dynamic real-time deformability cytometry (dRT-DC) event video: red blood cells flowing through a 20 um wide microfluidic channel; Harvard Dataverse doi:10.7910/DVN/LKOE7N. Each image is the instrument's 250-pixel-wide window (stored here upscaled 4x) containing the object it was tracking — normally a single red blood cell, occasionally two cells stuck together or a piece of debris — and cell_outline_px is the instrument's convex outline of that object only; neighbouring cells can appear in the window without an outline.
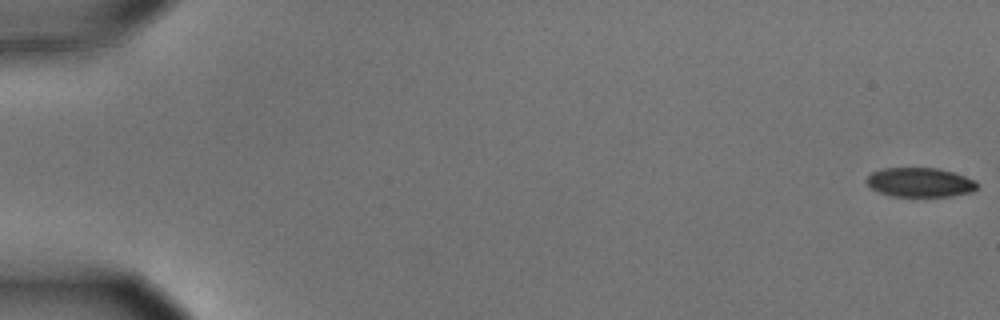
{"species": "common noctule bat (a hibernating species)", "species_latin": "Nyctalus noctula", "temperature_condition": "cold", "stored_images_in_passage": 56, "camera_frame_rate_fps": 3000, "um_per_image_px": 0.085, "animal": {"sex": "male", "body_mass_g": 15.6}, "frame": {"image": 1, "passage_image": 1, "time_ms": 0.0, "image_size_px": [1000, 320], "cell_outline_px": [[976, 188], [972, 192], [952, 196], [892, 196], [880, 192], [872, 188], [864, 180], [872, 172], [884, 168], [936, 168], [952, 172], [976, 180]], "centroid_in_image_um": [78.19, 15.5], "position_along_channel_um": 6.8, "area_um2": 18.73}}
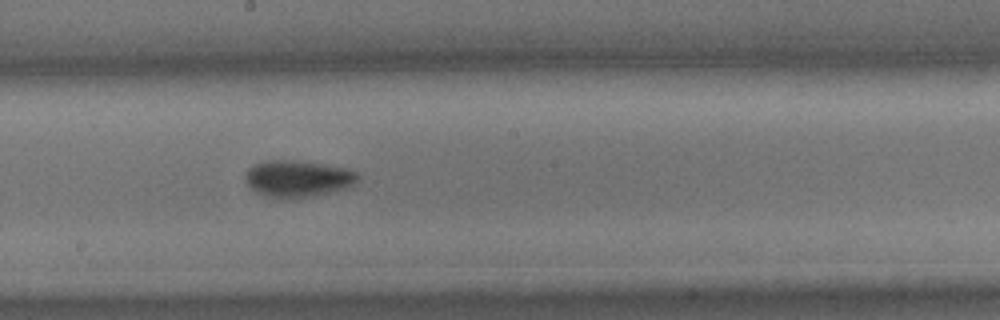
{"frame": {"image": 2, "passage_image": 32, "time_ms": 10.333, "image_size_px": [1000, 320], "cell_outline_px": [[360, 180], [356, 184], [348, 188], [312, 196], [292, 200], [280, 200], [256, 192], [244, 180], [244, 172], [252, 164], [268, 160], [292, 160], [348, 168], [360, 172]], "centroid_in_image_um": [25.33, 15.2], "position_along_channel_um": 222.9, "area_um2": 24.74}}
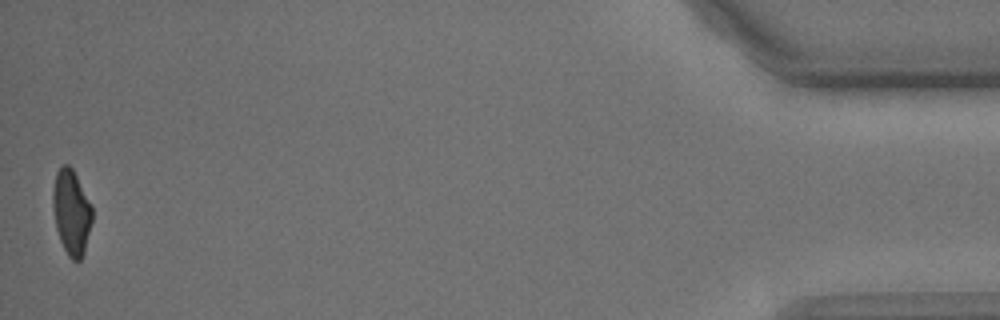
{"frame": {"image": 3, "passage_image": 56, "time_ms": 18.333, "image_size_px": [1000, 320], "cell_outline_px": [[92, 220], [84, 252], [80, 260], [72, 260], [68, 256], [60, 240], [56, 228], [52, 204], [52, 188], [56, 172], [64, 164], [68, 164], [72, 168], [92, 208]], "centroid_in_image_um": [6.04, 18.04], "position_along_channel_um": 429.2, "area_um2": 19.25}, "authors_computed_cell_mechanics": {"area_um2": 21.1837, "velocity_mm_per_s": 3.6357, "shape_relaxation_time_tau1_ms": 2.4111, "shape_relaxation_time_tau2_ms": 8.673, "deformation_change_tau1": 0.1132, "deformation_change_tau2": 0.1077}}